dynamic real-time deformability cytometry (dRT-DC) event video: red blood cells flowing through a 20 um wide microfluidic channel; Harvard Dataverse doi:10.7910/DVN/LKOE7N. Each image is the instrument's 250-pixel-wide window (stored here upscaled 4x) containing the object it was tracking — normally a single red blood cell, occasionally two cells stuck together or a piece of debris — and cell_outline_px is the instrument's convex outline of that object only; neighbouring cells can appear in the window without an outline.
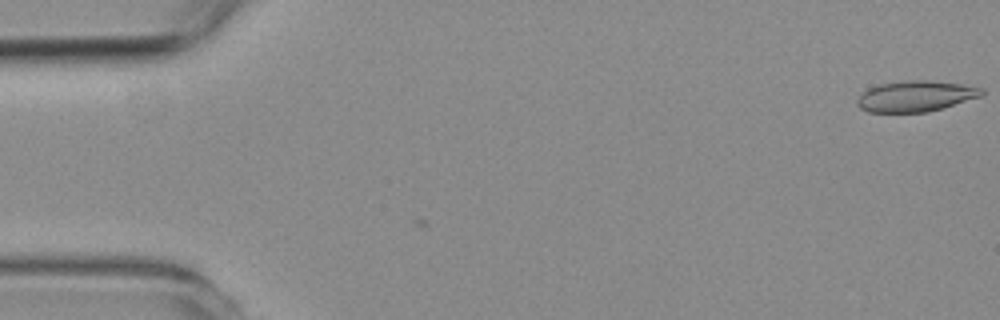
{"species": "common noctule bat (a hibernating species)", "species_latin": "Nyctalus noctula", "temperature_condition": "room temperature", "stored_images_in_passage": 2, "camera_frame_rate_fps": 3000, "um_per_image_px": 0.085, "animal": {"sex": "female", "body_mass_g": 19.3, "forearm_length_mm": 54.1}, "frame": {"image": 1, "passage_image": 2, "time_ms": 0.333, "image_size_px": [1000, 320], "cell_outline_px": [[984, 92], [980, 96], [940, 108], [924, 112], [868, 112], [860, 108], [856, 104], [856, 100], [868, 88], [880, 84], [904, 80], [928, 80], [960, 84], [984, 88]], "centroid_in_image_um": [77.79, 8.17], "position_along_channel_um": 7.2, "area_um2": 22.08}}